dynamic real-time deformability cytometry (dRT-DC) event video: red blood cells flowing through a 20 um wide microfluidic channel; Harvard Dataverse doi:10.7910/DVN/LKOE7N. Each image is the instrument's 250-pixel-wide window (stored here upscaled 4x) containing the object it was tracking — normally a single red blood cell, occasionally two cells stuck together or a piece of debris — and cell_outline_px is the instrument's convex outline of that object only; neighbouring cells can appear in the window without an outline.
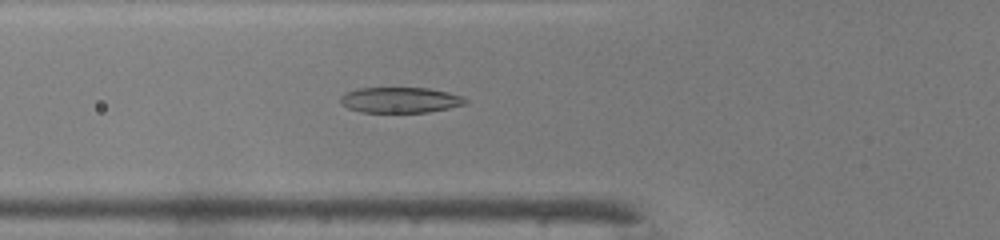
{"species": "common noctule bat (a hibernating species)", "species_latin": "Nyctalus noctula", "temperature_condition": "warm", "stored_images_in_passage": 31, "camera_frame_rate_fps": 3000, "um_per_image_px": 0.085, "animal": {"sex": "male", "body_mass_g": 19.0, "forearm_length_mm": 50.8}, "frame": {"image": 1, "passage_image": 6, "time_ms": 1.667, "image_size_px": [1000, 240], "cell_outline_px": [[468, 104], [428, 112], [360, 112], [348, 108], [340, 104], [340, 96], [356, 88], [428, 88], [448, 92], [460, 96], [468, 100]], "centroid_in_image_um": [34.01, 8.5], "position_along_channel_um": 91.8, "area_um2": 18.67}}
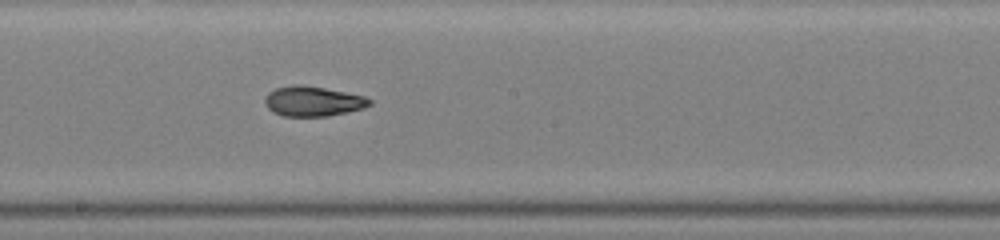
{"frame": {"image": 2, "passage_image": 15, "time_ms": 4.667, "image_size_px": [1000, 240], "cell_outline_px": [[372, 104], [364, 108], [328, 116], [284, 116], [272, 112], [268, 108], [264, 100], [268, 92], [276, 88], [296, 84], [300, 84], [324, 88], [364, 96], [372, 100]], "centroid_in_image_um": [26.59, 8.61], "position_along_channel_um": 221.6, "area_um2": 18.21}}
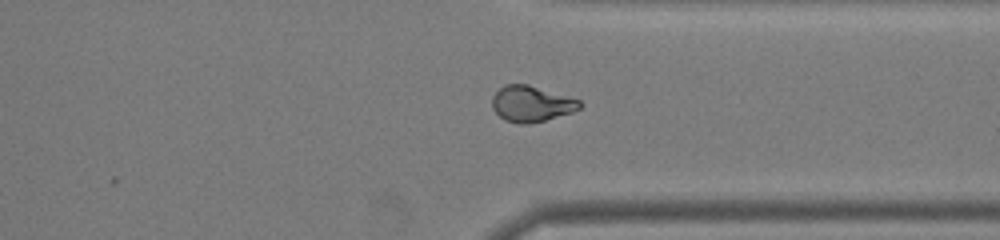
{"frame": {"image": 3, "passage_image": 25, "time_ms": 8.0, "image_size_px": [1000, 240], "cell_outline_px": [[584, 104], [580, 108], [572, 112], [544, 120], [528, 124], [520, 124], [504, 120], [492, 108], [492, 96], [504, 84], [528, 84], [580, 100]], "centroid_in_image_um": [45.16, 8.82], "position_along_channel_um": 366.2, "area_um2": 18.26}, "authors_computed_cell_mechanics": {"area_um2": 18.2648, "velocity_mm_per_s": 4.332, "shape_relaxation_time_tau1_ms": null, "shape_relaxation_time_tau2_ms": 1.8252, "deformation_change_tau1": null, "deformation_change_tau2": 0.0741}}